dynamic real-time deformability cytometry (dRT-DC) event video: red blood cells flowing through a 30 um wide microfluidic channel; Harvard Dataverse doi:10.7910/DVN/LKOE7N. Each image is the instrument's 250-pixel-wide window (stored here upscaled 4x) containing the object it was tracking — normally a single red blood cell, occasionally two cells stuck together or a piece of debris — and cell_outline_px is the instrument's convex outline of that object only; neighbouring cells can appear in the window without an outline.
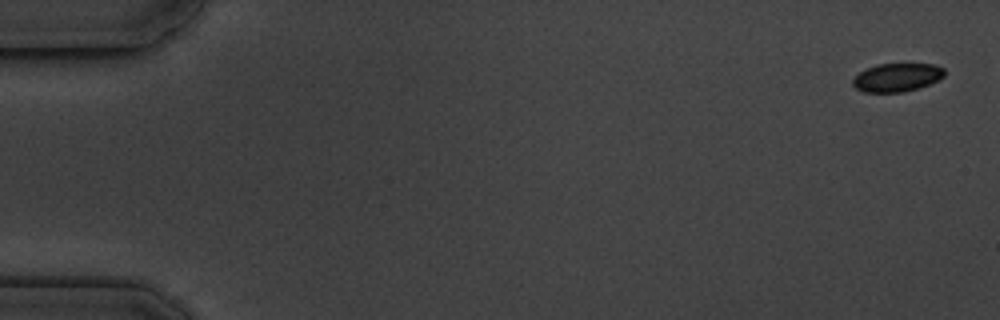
{"species": "common noctule bat (a hibernating species)", "species_latin": "Nyctalus noctula", "temperature_condition": "cold", "stored_images_in_passage": 6, "camera_frame_rate_fps": 3000, "um_per_image_px": 0.085, "animal": {"sex": "male", "body_mass_g": 19.5, "forearm_length_mm": 54.6}, "frame": {"image": 1, "passage_image": 1, "time_ms": 0.0, "image_size_px": [1000, 320], "cell_outline_px": [[944, 76], [940, 80], [904, 92], [864, 92], [856, 88], [852, 84], [852, 80], [860, 72], [876, 64], [932, 64], [944, 68]], "centroid_in_image_um": [76.24, 6.58], "position_along_channel_um": 8.8, "area_um2": 15.03}}